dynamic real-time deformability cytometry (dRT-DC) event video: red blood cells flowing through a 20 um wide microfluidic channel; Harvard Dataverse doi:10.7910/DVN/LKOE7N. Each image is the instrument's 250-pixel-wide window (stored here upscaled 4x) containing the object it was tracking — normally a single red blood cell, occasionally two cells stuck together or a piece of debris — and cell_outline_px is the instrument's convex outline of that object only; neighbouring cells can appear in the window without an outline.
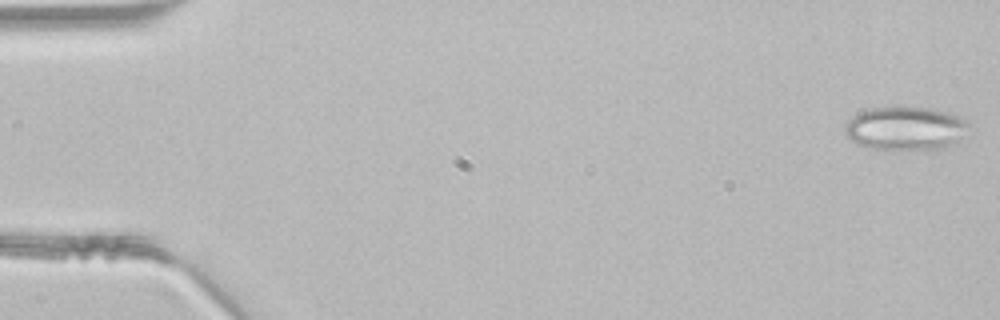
{"species": "common noctule bat (a hibernating species)", "species_latin": "Nyctalus noctula", "temperature_condition": "room temperature", "stored_images_in_passage": 46, "camera_frame_rate_fps": 3000, "um_per_image_px": 0.085, "animal": {"sex": "male", "body_mass_g": 21.5, "forearm_length_mm": 52.0}, "frame": {"image": 1, "passage_image": 1, "time_ms": 0.0, "image_size_px": [1000, 320], "cell_outline_px": [[968, 124], [956, 144], [948, 148], [868, 148], [856, 144], [844, 136], [844, 128], [848, 120], [852, 116], [868, 108], [896, 104], [900, 104], [932, 108], [948, 112], [968, 120]], "centroid_in_image_um": [76.91, 10.85], "position_along_channel_um": 8.1, "area_um2": 32.02}}
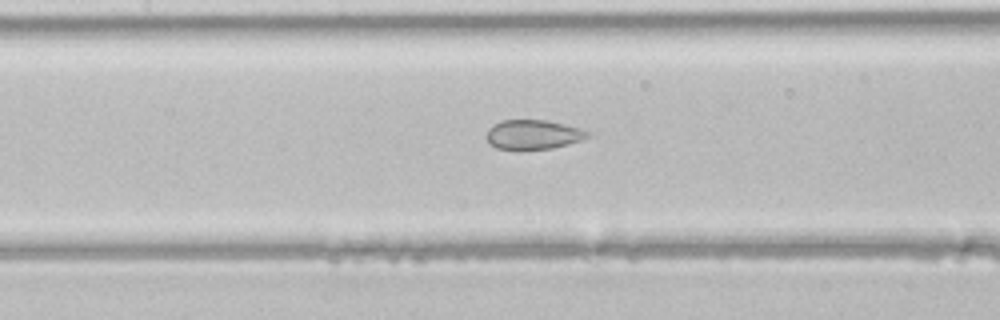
{"frame": {"image": 2, "passage_image": 21, "time_ms": 6.667, "image_size_px": [1000, 320], "cell_outline_px": [[596, 136], [552, 148], [496, 148], [488, 144], [484, 136], [488, 128], [492, 124], [500, 120], [548, 120], [580, 128]], "centroid_in_image_um": [45.3, 11.41], "position_along_channel_um": 162.1, "area_um2": 17.46}}
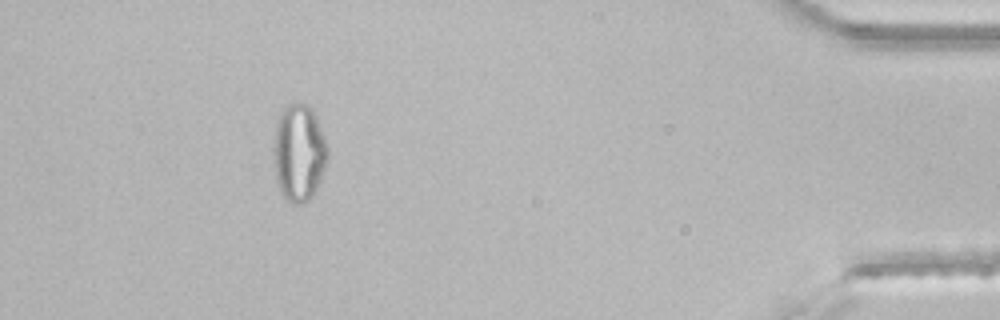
{"frame": {"image": 3, "passage_image": 42, "time_ms": 13.667, "image_size_px": [1000, 320], "cell_outline_px": [[328, 160], [320, 180], [312, 196], [304, 204], [296, 204], [288, 200], [280, 192], [276, 180], [272, 156], [272, 148], [276, 124], [280, 112], [288, 104], [304, 104], [312, 108], [316, 116], [324, 136], [328, 148]], "centroid_in_image_um": [25.39, 12.99], "position_along_channel_um": 409.8, "area_um2": 30.92}}